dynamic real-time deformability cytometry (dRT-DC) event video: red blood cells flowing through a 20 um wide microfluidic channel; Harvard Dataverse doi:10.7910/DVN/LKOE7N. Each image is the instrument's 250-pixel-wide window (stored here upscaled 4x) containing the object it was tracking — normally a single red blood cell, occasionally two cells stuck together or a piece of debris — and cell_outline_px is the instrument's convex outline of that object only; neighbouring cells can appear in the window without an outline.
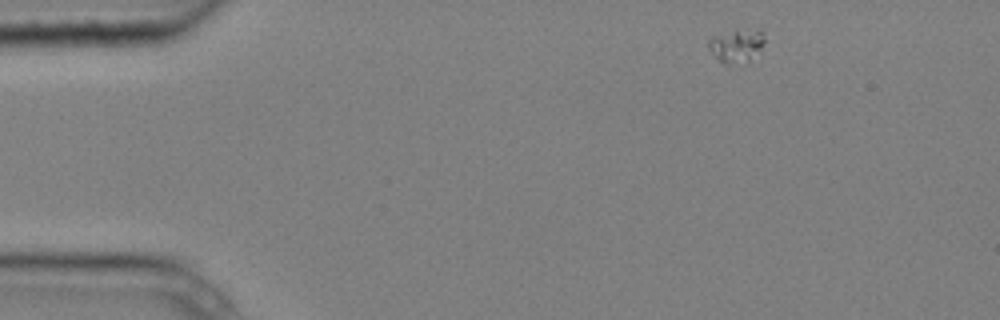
{"species": "common noctule bat (a hibernating species)", "species_latin": "Nyctalus noctula", "temperature_condition": "cold", "stored_images_in_passage": 7, "camera_frame_rate_fps": 3000, "um_per_image_px": 0.085, "animal": {"sex": "male", "body_mass_g": 20.4}, "frame": {"image": 1, "passage_image": 1, "time_ms": 0.0, "image_size_px": [1000, 320], "cell_outline_px": [[764, 44], [748, 60], [728, 64], [720, 60], [708, 48], [708, 40], [712, 36], [736, 28], [760, 28], [764, 32]], "centroid_in_image_um": [62.61, 3.77], "position_along_channel_um": 22.4, "area_um2": 10.87}}
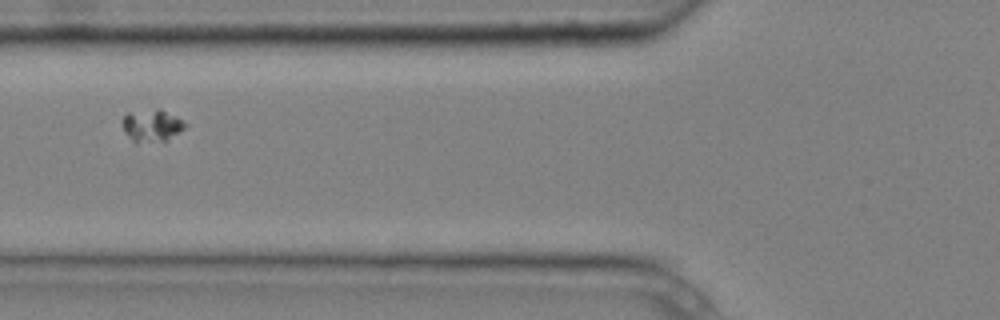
{"frame": {"image": 2, "passage_image": 5, "time_ms": 1.333, "image_size_px": [1000, 320], "cell_outline_px": [[188, 124], [184, 128], [164, 140], [136, 144], [124, 132], [124, 116], [128, 112], [156, 108], [160, 108]], "centroid_in_image_um": [12.87, 10.66], "position_along_channel_um": 112.9, "area_um2": 11.56}}
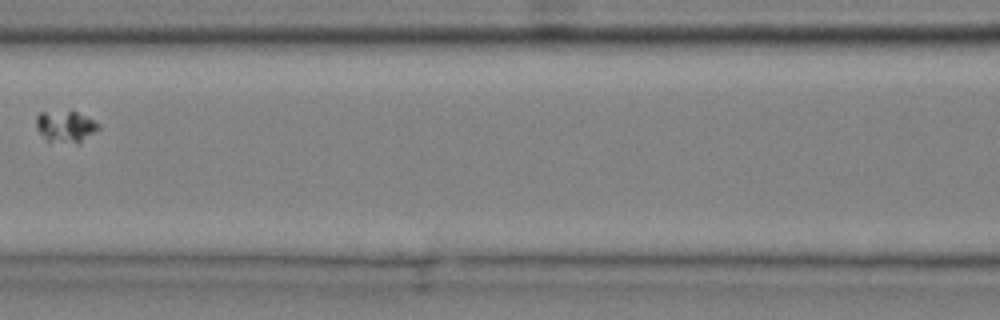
{"frame": {"image": 3, "passage_image": 6, "time_ms": 1.667, "image_size_px": [1000, 320], "cell_outline_px": [[100, 128], [80, 144], [76, 144], [48, 140], [36, 128], [36, 116], [40, 112], [72, 108], [100, 124]], "centroid_in_image_um": [5.6, 10.7], "position_along_channel_um": 161.0, "area_um2": 11.96}}